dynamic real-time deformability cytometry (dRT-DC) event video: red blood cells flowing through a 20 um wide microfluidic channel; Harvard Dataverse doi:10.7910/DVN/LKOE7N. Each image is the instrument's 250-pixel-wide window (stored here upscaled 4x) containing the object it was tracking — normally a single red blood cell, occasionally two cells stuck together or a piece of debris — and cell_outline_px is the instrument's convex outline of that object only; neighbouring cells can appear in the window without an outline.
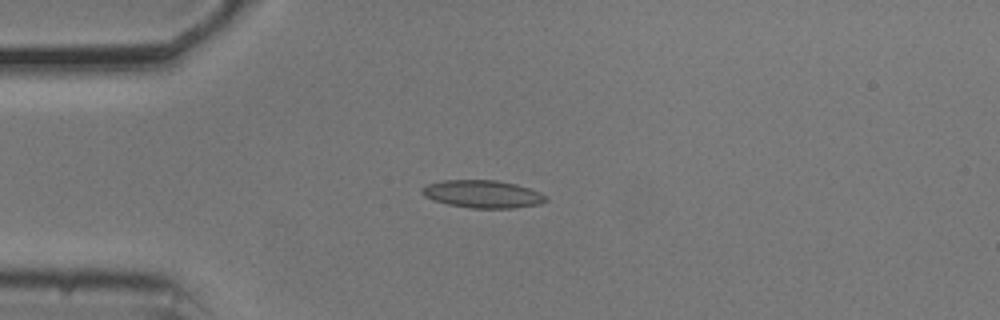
{"species": "common noctule bat (a hibernating species)", "species_latin": "Nyctalus noctula", "temperature_condition": "cold", "stored_images_in_passage": 12, "camera_frame_rate_fps": 3000, "um_per_image_px": 0.085, "animal": {"sex": "male", "body_mass_g": 20.5, "forearm_length_mm": 52.5}, "frame": {"image": 1, "passage_image": 1, "time_ms": 0.0, "image_size_px": [1000, 320], "cell_outline_px": [[548, 200], [540, 204], [512, 208], [472, 208], [448, 204], [432, 200], [424, 196], [420, 192], [420, 188], [428, 184], [444, 180], [496, 180], [516, 184], [540, 192], [548, 196]], "centroid_in_image_um": [41.02, 16.49], "position_along_channel_um": 44.0, "area_um2": 20.06}}
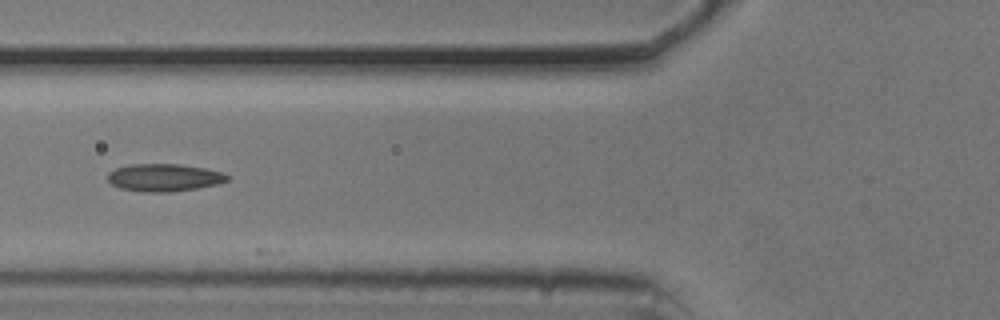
{"frame": {"image": 2, "passage_image": 8, "time_ms": 2.333, "image_size_px": [1000, 320], "cell_outline_px": [[232, 176], [228, 180], [216, 184], [196, 188], [172, 192], [140, 192], [120, 188], [112, 184], [108, 180], [108, 172], [116, 168], [132, 164], [180, 164], [204, 168], [224, 172]], "centroid_in_image_um": [13.97, 15.09], "position_along_channel_um": 111.8, "area_um2": 19.31}}
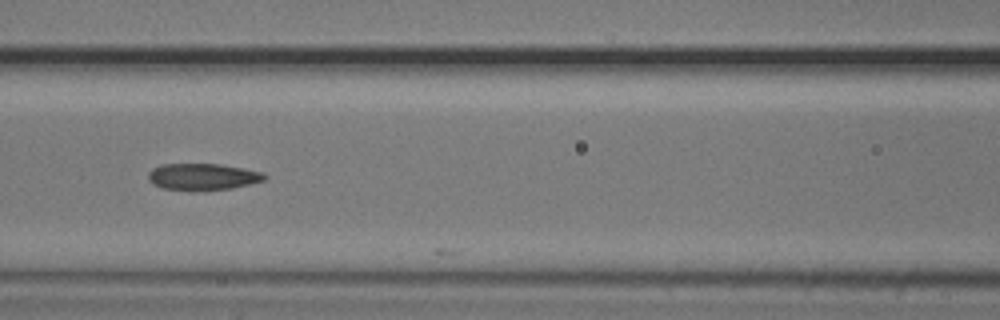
{"frame": {"image": 3, "passage_image": 11, "time_ms": 3.333, "image_size_px": [1000, 320], "cell_outline_px": [[268, 176], [264, 180], [232, 188], [196, 192], [192, 192], [160, 188], [152, 184], [148, 180], [148, 172], [152, 168], [160, 164], [220, 164], [244, 168], [264, 172]], "centroid_in_image_um": [17.19, 15.04], "position_along_channel_um": 149.4, "area_um2": 18.61}}